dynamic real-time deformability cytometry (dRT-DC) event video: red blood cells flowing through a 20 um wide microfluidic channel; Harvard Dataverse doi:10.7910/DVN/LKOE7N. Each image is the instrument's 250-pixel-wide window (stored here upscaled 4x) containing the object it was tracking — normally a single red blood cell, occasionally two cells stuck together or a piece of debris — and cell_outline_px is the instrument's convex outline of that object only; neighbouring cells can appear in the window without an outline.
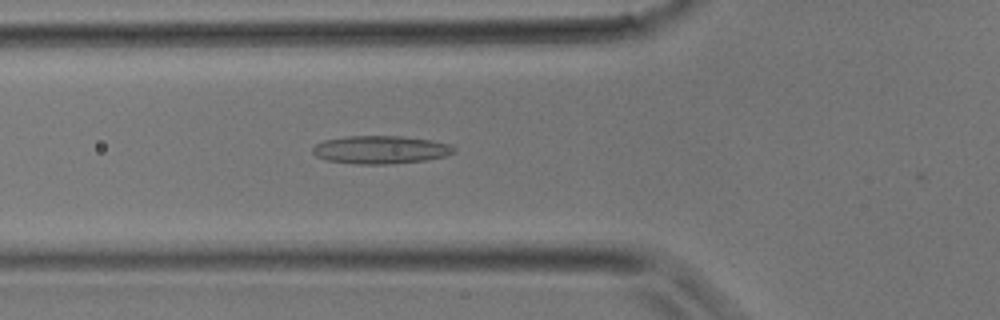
{"species": "common noctule bat (a hibernating species)", "species_latin": "Nyctalus noctula", "temperature_condition": "room temperature", "stored_images_in_passage": 26, "camera_frame_rate_fps": 3000, "um_per_image_px": 0.085, "animal": {"sex": "male", "body_mass_g": 17.9}, "frame": {"image": 1, "passage_image": 2, "time_ms": 0.333, "image_size_px": [1000, 320], "cell_outline_px": [[456, 152], [444, 156], [424, 160], [388, 164], [360, 164], [328, 160], [316, 156], [312, 152], [312, 148], [316, 144], [324, 140], [344, 136], [404, 136], [432, 140], [452, 144], [456, 148]], "centroid_in_image_um": [32.38, 12.71], "position_along_channel_um": 93.4, "area_um2": 23.12}}
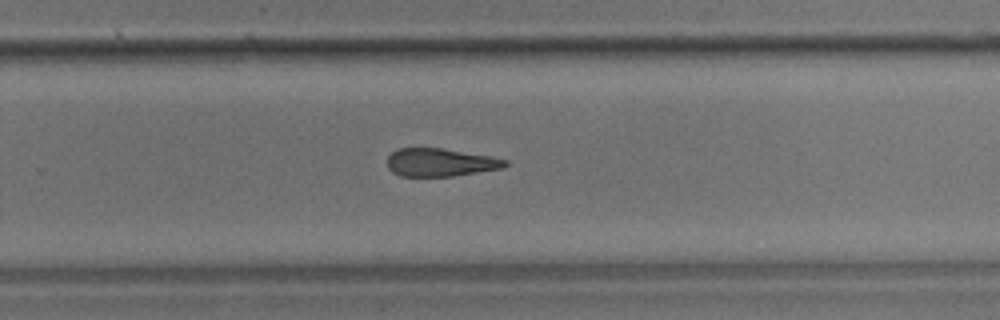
{"frame": {"image": 2, "passage_image": 13, "time_ms": 4.0, "image_size_px": [1000, 320], "cell_outline_px": [[508, 164], [504, 168], [452, 176], [400, 176], [392, 172], [388, 168], [388, 156], [396, 148], [440, 148], [492, 156], [508, 160]], "centroid_in_image_um": [37.44, 13.8], "position_along_channel_um": 292.4, "area_um2": 19.31}}
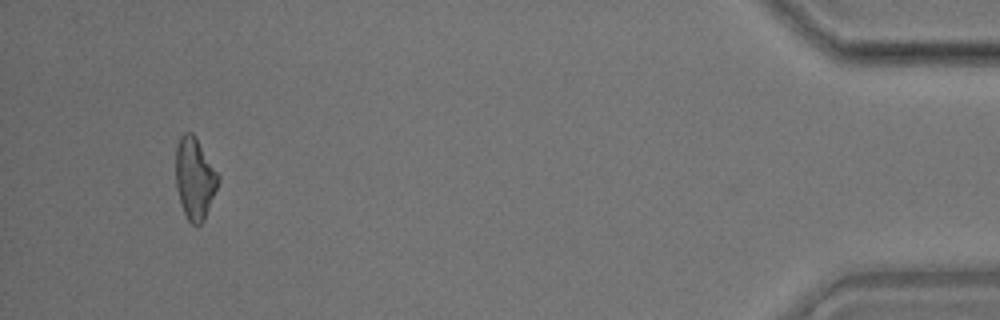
{"frame": {"image": 3, "passage_image": 24, "time_ms": 7.667, "image_size_px": [1000, 320], "cell_outline_px": [[220, 180], [204, 220], [200, 224], [192, 224], [188, 220], [184, 212], [176, 188], [176, 148], [180, 136], [184, 132], [192, 132], [196, 136], [220, 176]], "centroid_in_image_um": [16.56, 15.13], "position_along_channel_um": 418.6, "area_um2": 20.17}}